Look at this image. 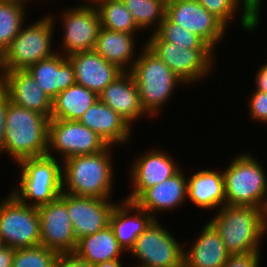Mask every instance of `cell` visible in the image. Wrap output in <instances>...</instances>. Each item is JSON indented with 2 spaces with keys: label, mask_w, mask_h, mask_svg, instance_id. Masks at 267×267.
Instances as JSON below:
<instances>
[{
  "label": "cell",
  "mask_w": 267,
  "mask_h": 267,
  "mask_svg": "<svg viewBox=\"0 0 267 267\" xmlns=\"http://www.w3.org/2000/svg\"><path fill=\"white\" fill-rule=\"evenodd\" d=\"M112 148L62 161V192L79 197L112 199L115 181Z\"/></svg>",
  "instance_id": "1"
},
{
  "label": "cell",
  "mask_w": 267,
  "mask_h": 267,
  "mask_svg": "<svg viewBox=\"0 0 267 267\" xmlns=\"http://www.w3.org/2000/svg\"><path fill=\"white\" fill-rule=\"evenodd\" d=\"M266 212L253 206L223 205L208 222L231 255L258 252L267 235Z\"/></svg>",
  "instance_id": "2"
},
{
  "label": "cell",
  "mask_w": 267,
  "mask_h": 267,
  "mask_svg": "<svg viewBox=\"0 0 267 267\" xmlns=\"http://www.w3.org/2000/svg\"><path fill=\"white\" fill-rule=\"evenodd\" d=\"M49 121L43 114L14 105L7 96L2 154L10 155L15 164L47 155Z\"/></svg>",
  "instance_id": "3"
},
{
  "label": "cell",
  "mask_w": 267,
  "mask_h": 267,
  "mask_svg": "<svg viewBox=\"0 0 267 267\" xmlns=\"http://www.w3.org/2000/svg\"><path fill=\"white\" fill-rule=\"evenodd\" d=\"M143 46V47H142ZM139 49L131 74L139 90L140 102L149 118L159 116L173 98L176 89L185 86L179 78L145 43ZM183 85V86H182ZM160 111V112H159Z\"/></svg>",
  "instance_id": "4"
},
{
  "label": "cell",
  "mask_w": 267,
  "mask_h": 267,
  "mask_svg": "<svg viewBox=\"0 0 267 267\" xmlns=\"http://www.w3.org/2000/svg\"><path fill=\"white\" fill-rule=\"evenodd\" d=\"M55 15L48 13L36 22L22 26L9 47L0 56V74L27 70L36 62L57 53L52 47L53 32L56 31L54 29L57 25Z\"/></svg>",
  "instance_id": "5"
},
{
  "label": "cell",
  "mask_w": 267,
  "mask_h": 267,
  "mask_svg": "<svg viewBox=\"0 0 267 267\" xmlns=\"http://www.w3.org/2000/svg\"><path fill=\"white\" fill-rule=\"evenodd\" d=\"M240 153L231 159L226 169H222L225 205L253 206L267 211L266 168L250 151Z\"/></svg>",
  "instance_id": "6"
},
{
  "label": "cell",
  "mask_w": 267,
  "mask_h": 267,
  "mask_svg": "<svg viewBox=\"0 0 267 267\" xmlns=\"http://www.w3.org/2000/svg\"><path fill=\"white\" fill-rule=\"evenodd\" d=\"M20 181L11 193L29 206L47 204L62 193V161L48 155L27 158L17 163Z\"/></svg>",
  "instance_id": "7"
},
{
  "label": "cell",
  "mask_w": 267,
  "mask_h": 267,
  "mask_svg": "<svg viewBox=\"0 0 267 267\" xmlns=\"http://www.w3.org/2000/svg\"><path fill=\"white\" fill-rule=\"evenodd\" d=\"M143 43L188 86L203 81L215 67L216 52L212 49L173 46V43L162 40L155 32Z\"/></svg>",
  "instance_id": "8"
},
{
  "label": "cell",
  "mask_w": 267,
  "mask_h": 267,
  "mask_svg": "<svg viewBox=\"0 0 267 267\" xmlns=\"http://www.w3.org/2000/svg\"><path fill=\"white\" fill-rule=\"evenodd\" d=\"M0 200V236L5 246L26 248L41 245L37 207L19 201L11 192Z\"/></svg>",
  "instance_id": "9"
},
{
  "label": "cell",
  "mask_w": 267,
  "mask_h": 267,
  "mask_svg": "<svg viewBox=\"0 0 267 267\" xmlns=\"http://www.w3.org/2000/svg\"><path fill=\"white\" fill-rule=\"evenodd\" d=\"M160 222L155 219L129 251L139 260L135 267H183L184 243Z\"/></svg>",
  "instance_id": "10"
},
{
  "label": "cell",
  "mask_w": 267,
  "mask_h": 267,
  "mask_svg": "<svg viewBox=\"0 0 267 267\" xmlns=\"http://www.w3.org/2000/svg\"><path fill=\"white\" fill-rule=\"evenodd\" d=\"M107 146L96 132L77 120L50 119L49 121L48 156L64 161L72 156L98 153Z\"/></svg>",
  "instance_id": "11"
},
{
  "label": "cell",
  "mask_w": 267,
  "mask_h": 267,
  "mask_svg": "<svg viewBox=\"0 0 267 267\" xmlns=\"http://www.w3.org/2000/svg\"><path fill=\"white\" fill-rule=\"evenodd\" d=\"M64 11V12H62ZM60 12L63 29L60 54H71L95 49L101 28L100 17L95 6H71Z\"/></svg>",
  "instance_id": "12"
},
{
  "label": "cell",
  "mask_w": 267,
  "mask_h": 267,
  "mask_svg": "<svg viewBox=\"0 0 267 267\" xmlns=\"http://www.w3.org/2000/svg\"><path fill=\"white\" fill-rule=\"evenodd\" d=\"M166 17L200 37L214 52L228 32V28L197 0L167 2Z\"/></svg>",
  "instance_id": "13"
},
{
  "label": "cell",
  "mask_w": 267,
  "mask_h": 267,
  "mask_svg": "<svg viewBox=\"0 0 267 267\" xmlns=\"http://www.w3.org/2000/svg\"><path fill=\"white\" fill-rule=\"evenodd\" d=\"M148 150L133 159L128 174L132 191L124 197L126 200L134 202L147 188L162 183L181 169L169 152L153 147Z\"/></svg>",
  "instance_id": "14"
},
{
  "label": "cell",
  "mask_w": 267,
  "mask_h": 267,
  "mask_svg": "<svg viewBox=\"0 0 267 267\" xmlns=\"http://www.w3.org/2000/svg\"><path fill=\"white\" fill-rule=\"evenodd\" d=\"M41 245L58 253L74 252L77 239L67 205L60 198L38 206Z\"/></svg>",
  "instance_id": "15"
},
{
  "label": "cell",
  "mask_w": 267,
  "mask_h": 267,
  "mask_svg": "<svg viewBox=\"0 0 267 267\" xmlns=\"http://www.w3.org/2000/svg\"><path fill=\"white\" fill-rule=\"evenodd\" d=\"M67 205L69 218L77 240L109 225V219L116 202L112 199L79 197L62 192L59 196Z\"/></svg>",
  "instance_id": "16"
},
{
  "label": "cell",
  "mask_w": 267,
  "mask_h": 267,
  "mask_svg": "<svg viewBox=\"0 0 267 267\" xmlns=\"http://www.w3.org/2000/svg\"><path fill=\"white\" fill-rule=\"evenodd\" d=\"M0 88L14 105L38 112L50 119L52 100L27 70L1 73Z\"/></svg>",
  "instance_id": "17"
},
{
  "label": "cell",
  "mask_w": 267,
  "mask_h": 267,
  "mask_svg": "<svg viewBox=\"0 0 267 267\" xmlns=\"http://www.w3.org/2000/svg\"><path fill=\"white\" fill-rule=\"evenodd\" d=\"M98 97L132 127L136 120L149 116L141 105L139 90L131 72H122L104 88Z\"/></svg>",
  "instance_id": "18"
},
{
  "label": "cell",
  "mask_w": 267,
  "mask_h": 267,
  "mask_svg": "<svg viewBox=\"0 0 267 267\" xmlns=\"http://www.w3.org/2000/svg\"><path fill=\"white\" fill-rule=\"evenodd\" d=\"M119 201L112 210L109 226L112 228L119 246L125 253H129L137 238L155 218L133 201L126 199Z\"/></svg>",
  "instance_id": "19"
},
{
  "label": "cell",
  "mask_w": 267,
  "mask_h": 267,
  "mask_svg": "<svg viewBox=\"0 0 267 267\" xmlns=\"http://www.w3.org/2000/svg\"><path fill=\"white\" fill-rule=\"evenodd\" d=\"M180 169L172 177L153 187L147 188L135 201L155 219L157 212H168L182 207L187 201V176Z\"/></svg>",
  "instance_id": "20"
},
{
  "label": "cell",
  "mask_w": 267,
  "mask_h": 267,
  "mask_svg": "<svg viewBox=\"0 0 267 267\" xmlns=\"http://www.w3.org/2000/svg\"><path fill=\"white\" fill-rule=\"evenodd\" d=\"M79 122L96 132L107 145H127L132 137V126L117 112L100 100L91 105Z\"/></svg>",
  "instance_id": "21"
},
{
  "label": "cell",
  "mask_w": 267,
  "mask_h": 267,
  "mask_svg": "<svg viewBox=\"0 0 267 267\" xmlns=\"http://www.w3.org/2000/svg\"><path fill=\"white\" fill-rule=\"evenodd\" d=\"M74 68L76 84L98 95L123 71L106 61L95 50L77 52L67 57Z\"/></svg>",
  "instance_id": "22"
},
{
  "label": "cell",
  "mask_w": 267,
  "mask_h": 267,
  "mask_svg": "<svg viewBox=\"0 0 267 267\" xmlns=\"http://www.w3.org/2000/svg\"><path fill=\"white\" fill-rule=\"evenodd\" d=\"M186 245L188 244L184 243L183 267H223L231 255L219 233L209 222L195 236L189 245L190 249Z\"/></svg>",
  "instance_id": "23"
},
{
  "label": "cell",
  "mask_w": 267,
  "mask_h": 267,
  "mask_svg": "<svg viewBox=\"0 0 267 267\" xmlns=\"http://www.w3.org/2000/svg\"><path fill=\"white\" fill-rule=\"evenodd\" d=\"M187 199L200 209L218 210L226 203L222 169H202L187 178Z\"/></svg>",
  "instance_id": "24"
},
{
  "label": "cell",
  "mask_w": 267,
  "mask_h": 267,
  "mask_svg": "<svg viewBox=\"0 0 267 267\" xmlns=\"http://www.w3.org/2000/svg\"><path fill=\"white\" fill-rule=\"evenodd\" d=\"M27 71L51 100L61 91L76 84L71 61L59 52L36 62Z\"/></svg>",
  "instance_id": "25"
},
{
  "label": "cell",
  "mask_w": 267,
  "mask_h": 267,
  "mask_svg": "<svg viewBox=\"0 0 267 267\" xmlns=\"http://www.w3.org/2000/svg\"><path fill=\"white\" fill-rule=\"evenodd\" d=\"M126 32L111 31L100 28L95 51L106 61L116 65L123 72H130L136 57V36Z\"/></svg>",
  "instance_id": "26"
},
{
  "label": "cell",
  "mask_w": 267,
  "mask_h": 267,
  "mask_svg": "<svg viewBox=\"0 0 267 267\" xmlns=\"http://www.w3.org/2000/svg\"><path fill=\"white\" fill-rule=\"evenodd\" d=\"M208 12L218 18L226 27L239 18L241 29L254 32L259 26L260 9L251 0H197ZM242 11V12H241ZM236 17V18H235ZM232 20V21H231Z\"/></svg>",
  "instance_id": "27"
},
{
  "label": "cell",
  "mask_w": 267,
  "mask_h": 267,
  "mask_svg": "<svg viewBox=\"0 0 267 267\" xmlns=\"http://www.w3.org/2000/svg\"><path fill=\"white\" fill-rule=\"evenodd\" d=\"M74 253L95 265L104 261L122 258L121 256L125 252L119 246L112 228L108 225L95 234L77 240Z\"/></svg>",
  "instance_id": "28"
},
{
  "label": "cell",
  "mask_w": 267,
  "mask_h": 267,
  "mask_svg": "<svg viewBox=\"0 0 267 267\" xmlns=\"http://www.w3.org/2000/svg\"><path fill=\"white\" fill-rule=\"evenodd\" d=\"M99 100L98 94L84 86L75 84L61 91L52 100L50 119L77 120Z\"/></svg>",
  "instance_id": "29"
},
{
  "label": "cell",
  "mask_w": 267,
  "mask_h": 267,
  "mask_svg": "<svg viewBox=\"0 0 267 267\" xmlns=\"http://www.w3.org/2000/svg\"><path fill=\"white\" fill-rule=\"evenodd\" d=\"M95 7L102 28L131 34L143 32L122 0H99Z\"/></svg>",
  "instance_id": "30"
},
{
  "label": "cell",
  "mask_w": 267,
  "mask_h": 267,
  "mask_svg": "<svg viewBox=\"0 0 267 267\" xmlns=\"http://www.w3.org/2000/svg\"><path fill=\"white\" fill-rule=\"evenodd\" d=\"M122 1L126 8L131 12L141 31L152 30V33H154L166 17V2L164 0Z\"/></svg>",
  "instance_id": "31"
},
{
  "label": "cell",
  "mask_w": 267,
  "mask_h": 267,
  "mask_svg": "<svg viewBox=\"0 0 267 267\" xmlns=\"http://www.w3.org/2000/svg\"><path fill=\"white\" fill-rule=\"evenodd\" d=\"M17 3L0 2V56L26 23V9Z\"/></svg>",
  "instance_id": "32"
},
{
  "label": "cell",
  "mask_w": 267,
  "mask_h": 267,
  "mask_svg": "<svg viewBox=\"0 0 267 267\" xmlns=\"http://www.w3.org/2000/svg\"><path fill=\"white\" fill-rule=\"evenodd\" d=\"M155 33L162 40L173 43V46L187 49H211L200 37L188 29L174 24L167 17L163 19Z\"/></svg>",
  "instance_id": "33"
},
{
  "label": "cell",
  "mask_w": 267,
  "mask_h": 267,
  "mask_svg": "<svg viewBox=\"0 0 267 267\" xmlns=\"http://www.w3.org/2000/svg\"><path fill=\"white\" fill-rule=\"evenodd\" d=\"M59 253L43 245L15 249L12 267H54Z\"/></svg>",
  "instance_id": "34"
},
{
  "label": "cell",
  "mask_w": 267,
  "mask_h": 267,
  "mask_svg": "<svg viewBox=\"0 0 267 267\" xmlns=\"http://www.w3.org/2000/svg\"><path fill=\"white\" fill-rule=\"evenodd\" d=\"M248 99V115L253 122L260 124H267V92L259 90H253L252 94H249Z\"/></svg>",
  "instance_id": "35"
},
{
  "label": "cell",
  "mask_w": 267,
  "mask_h": 267,
  "mask_svg": "<svg viewBox=\"0 0 267 267\" xmlns=\"http://www.w3.org/2000/svg\"><path fill=\"white\" fill-rule=\"evenodd\" d=\"M261 251L230 255L223 267H261Z\"/></svg>",
  "instance_id": "36"
},
{
  "label": "cell",
  "mask_w": 267,
  "mask_h": 267,
  "mask_svg": "<svg viewBox=\"0 0 267 267\" xmlns=\"http://www.w3.org/2000/svg\"><path fill=\"white\" fill-rule=\"evenodd\" d=\"M54 267H94V265L80 258L74 252H69L59 253Z\"/></svg>",
  "instance_id": "37"
},
{
  "label": "cell",
  "mask_w": 267,
  "mask_h": 267,
  "mask_svg": "<svg viewBox=\"0 0 267 267\" xmlns=\"http://www.w3.org/2000/svg\"><path fill=\"white\" fill-rule=\"evenodd\" d=\"M7 111V94L0 88V156L3 151L5 137V116Z\"/></svg>",
  "instance_id": "38"
},
{
  "label": "cell",
  "mask_w": 267,
  "mask_h": 267,
  "mask_svg": "<svg viewBox=\"0 0 267 267\" xmlns=\"http://www.w3.org/2000/svg\"><path fill=\"white\" fill-rule=\"evenodd\" d=\"M255 89L262 92H267V68L261 65L255 75Z\"/></svg>",
  "instance_id": "39"
},
{
  "label": "cell",
  "mask_w": 267,
  "mask_h": 267,
  "mask_svg": "<svg viewBox=\"0 0 267 267\" xmlns=\"http://www.w3.org/2000/svg\"><path fill=\"white\" fill-rule=\"evenodd\" d=\"M15 256V248L4 247L0 250V267H12Z\"/></svg>",
  "instance_id": "40"
},
{
  "label": "cell",
  "mask_w": 267,
  "mask_h": 267,
  "mask_svg": "<svg viewBox=\"0 0 267 267\" xmlns=\"http://www.w3.org/2000/svg\"><path fill=\"white\" fill-rule=\"evenodd\" d=\"M120 259H115V260H109V261H104L98 264H95L94 267H123L122 262Z\"/></svg>",
  "instance_id": "41"
},
{
  "label": "cell",
  "mask_w": 267,
  "mask_h": 267,
  "mask_svg": "<svg viewBox=\"0 0 267 267\" xmlns=\"http://www.w3.org/2000/svg\"><path fill=\"white\" fill-rule=\"evenodd\" d=\"M32 0H0V2H8V3H17L19 5L29 6L26 4H29Z\"/></svg>",
  "instance_id": "42"
},
{
  "label": "cell",
  "mask_w": 267,
  "mask_h": 267,
  "mask_svg": "<svg viewBox=\"0 0 267 267\" xmlns=\"http://www.w3.org/2000/svg\"><path fill=\"white\" fill-rule=\"evenodd\" d=\"M99 0H83L79 6H95ZM85 2V3H84Z\"/></svg>",
  "instance_id": "43"
},
{
  "label": "cell",
  "mask_w": 267,
  "mask_h": 267,
  "mask_svg": "<svg viewBox=\"0 0 267 267\" xmlns=\"http://www.w3.org/2000/svg\"><path fill=\"white\" fill-rule=\"evenodd\" d=\"M251 1L261 10L260 7H262L261 5L263 3V0H251Z\"/></svg>",
  "instance_id": "44"
},
{
  "label": "cell",
  "mask_w": 267,
  "mask_h": 267,
  "mask_svg": "<svg viewBox=\"0 0 267 267\" xmlns=\"http://www.w3.org/2000/svg\"><path fill=\"white\" fill-rule=\"evenodd\" d=\"M4 247H6L5 243H4L3 239L0 236V250H2Z\"/></svg>",
  "instance_id": "45"
}]
</instances>
